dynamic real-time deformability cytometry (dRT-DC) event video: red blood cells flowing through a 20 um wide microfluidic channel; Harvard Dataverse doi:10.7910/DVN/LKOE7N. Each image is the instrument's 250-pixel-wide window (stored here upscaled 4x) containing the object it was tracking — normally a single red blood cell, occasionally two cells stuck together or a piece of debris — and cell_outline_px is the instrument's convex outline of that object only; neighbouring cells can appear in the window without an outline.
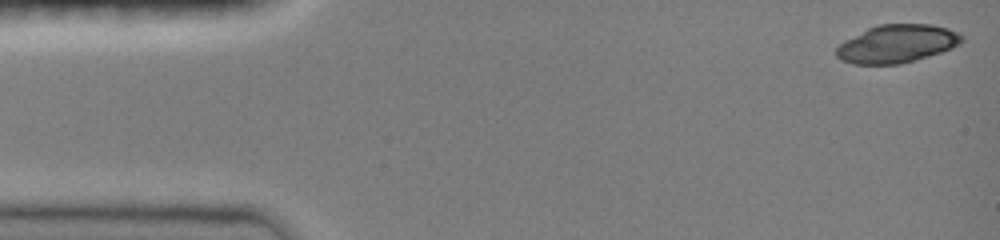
{"species": "common noctule bat (a hibernating species)", "species_latin": "Nyctalus noctula", "temperature_condition": "room temperature", "stored_images_in_passage": 44, "camera_frame_rate_fps": 3000, "um_per_image_px": 0.085, "animal": {"sex": "female", "body_mass_g": 19.0, "forearm_length_mm": 51.5}, "frame": {"image": 1, "passage_image": 1, "time_ms": 0.0, "image_size_px": [1000, 240], "cell_outline_px": [[964, 40], [960, 44], [952, 48], [928, 56], [900, 64], [852, 64], [840, 60], [836, 56], [836, 48], [844, 40], [876, 24], [932, 24], [948, 28], [960, 32], [964, 36]], "centroid_in_image_um": [76.25, 3.71], "position_along_channel_um": 8.7, "area_um2": 28.03}}
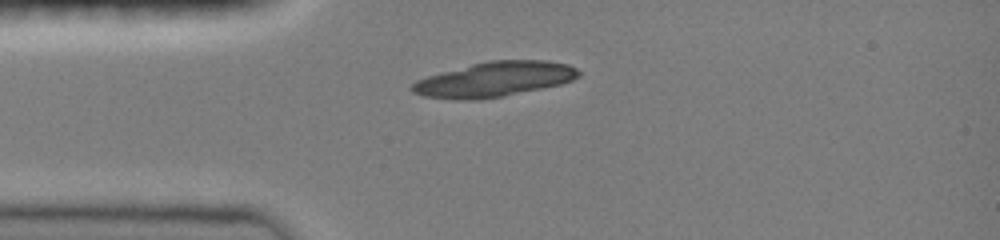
{"frame": {"image": 2, "passage_image": 11, "time_ms": 3.333, "image_size_px": [1000, 240], "cell_outline_px": [[580, 76], [572, 80], [560, 84], [504, 96], [476, 100], [452, 100], [424, 96], [412, 92], [408, 88], [416, 80], [428, 76], [472, 64], [488, 60], [548, 60], [568, 64], [576, 68], [580, 72]], "centroid_in_image_um": [42.01, 6.75], "position_along_channel_um": 43.0, "area_um2": 33.93}}